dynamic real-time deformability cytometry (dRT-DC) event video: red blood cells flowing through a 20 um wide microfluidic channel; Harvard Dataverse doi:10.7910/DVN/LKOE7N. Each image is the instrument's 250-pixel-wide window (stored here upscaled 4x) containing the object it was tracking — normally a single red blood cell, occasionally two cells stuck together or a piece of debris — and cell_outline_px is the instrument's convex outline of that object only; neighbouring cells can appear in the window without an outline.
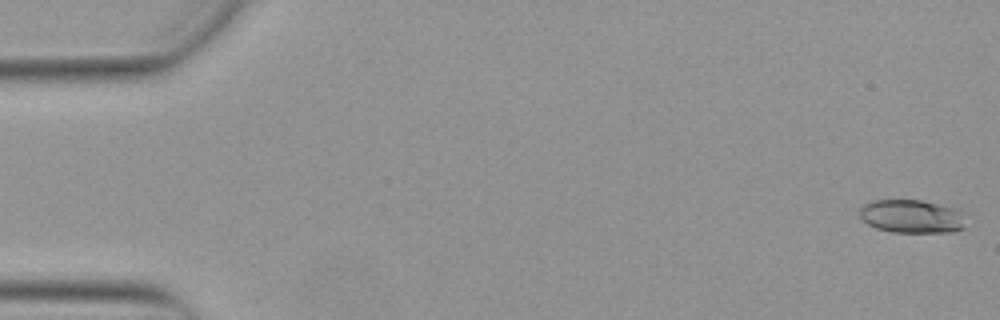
{"species": "Egyptian fruit bat (a non-hibernating species)", "species_latin": "Rousettus aegyptiacus", "temperature_condition": "warm", "stored_images_in_passage": 9, "camera_frame_rate_fps": 3000, "um_per_image_px": 0.085, "animal": {"sex": "female"}, "frame": {"image": 1, "passage_image": 1, "time_ms": 0.0, "image_size_px": [1000, 320], "cell_outline_px": [[968, 212], [964, 228], [952, 232], [892, 232], [876, 228], [868, 224], [860, 216], [860, 208], [864, 204], [872, 200], [920, 200], [956, 208]], "centroid_in_image_um": [77.58, 18.39], "position_along_channel_um": 7.4, "area_um2": 20.98}}